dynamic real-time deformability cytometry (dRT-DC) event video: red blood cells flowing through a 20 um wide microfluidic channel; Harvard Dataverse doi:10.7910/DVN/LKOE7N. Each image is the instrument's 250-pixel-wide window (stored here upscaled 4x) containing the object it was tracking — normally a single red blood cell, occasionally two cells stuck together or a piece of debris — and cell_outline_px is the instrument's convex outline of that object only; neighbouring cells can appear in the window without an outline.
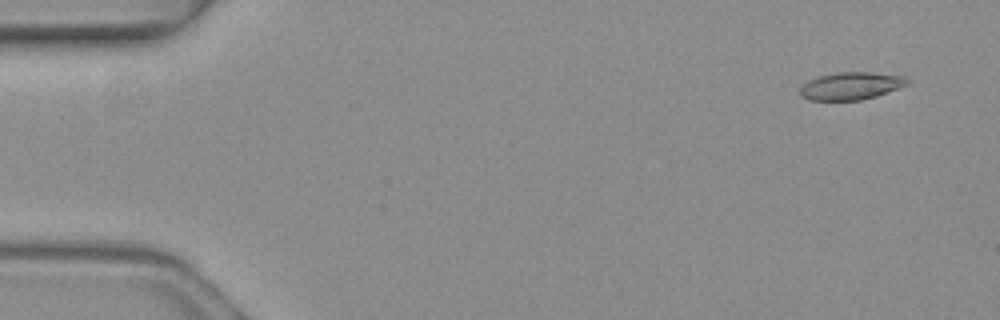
{"species": "common noctule bat (a hibernating species)", "species_latin": "Nyctalus noctula", "temperature_condition": "warm", "stored_images_in_passage": 4, "camera_frame_rate_fps": 3000, "um_per_image_px": 0.085, "animal": {"sex": "female", "body_mass_g": 19.3, "forearm_length_mm": 54.1}, "frame": {"image": 1, "passage_image": 1, "time_ms": 0.0, "image_size_px": [1000, 320], "cell_outline_px": [[908, 84], [876, 96], [860, 100], [808, 100], [800, 92], [800, 88], [808, 80], [820, 76], [836, 72], [872, 72], [904, 76], [908, 80]], "centroid_in_image_um": [72.33, 7.29], "position_along_channel_um": 12.7, "area_um2": 16.99}}
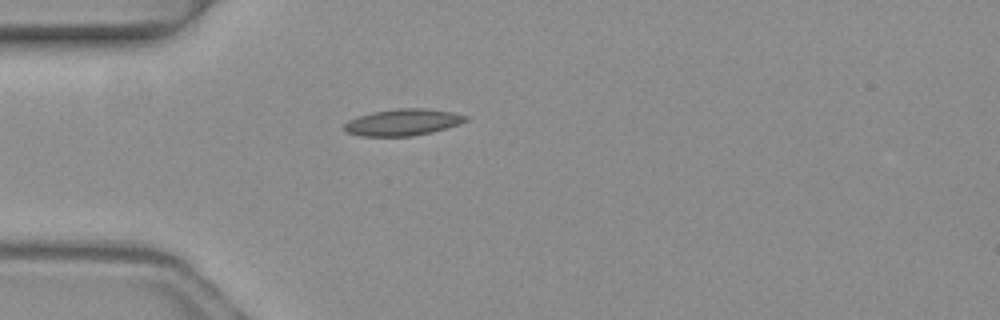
{"frame": {"image": 2, "passage_image": 4, "time_ms": 1.0, "image_size_px": [1000, 320], "cell_outline_px": [[468, 120], [432, 132], [412, 136], [360, 136], [344, 132], [344, 124], [348, 120], [372, 112], [396, 108], [424, 108], [452, 112], [468, 116]], "centroid_in_image_um": [34.2, 10.39], "position_along_channel_um": 50.8, "area_um2": 18.73}}